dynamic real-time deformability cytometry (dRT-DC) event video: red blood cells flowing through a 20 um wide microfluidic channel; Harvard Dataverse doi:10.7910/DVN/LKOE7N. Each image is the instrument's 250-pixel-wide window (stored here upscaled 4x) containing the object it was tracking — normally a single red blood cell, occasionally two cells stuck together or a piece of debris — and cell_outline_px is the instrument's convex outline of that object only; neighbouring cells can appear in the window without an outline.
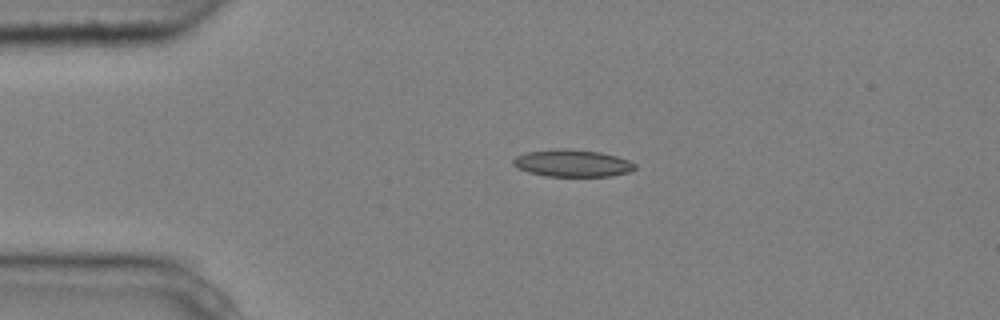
{"species": "common noctule bat (a hibernating species)", "species_latin": "Nyctalus noctula", "temperature_condition": "cold", "stored_images_in_passage": 2, "camera_frame_rate_fps": 3000, "um_per_image_px": 0.085, "animal": {"sex": "male", "body_mass_g": 20.4}, "frame": {"image": 1, "passage_image": 1, "time_ms": 0.0, "image_size_px": [1000, 320], "cell_outline_px": [[636, 168], [628, 172], [612, 176], [548, 176], [528, 172], [516, 168], [512, 164], [512, 160], [516, 156], [528, 152], [556, 148], [568, 148], [600, 152], [616, 156], [628, 160], [636, 164]], "centroid_in_image_um": [48.63, 13.86], "position_along_channel_um": 36.4, "area_um2": 19.36}}
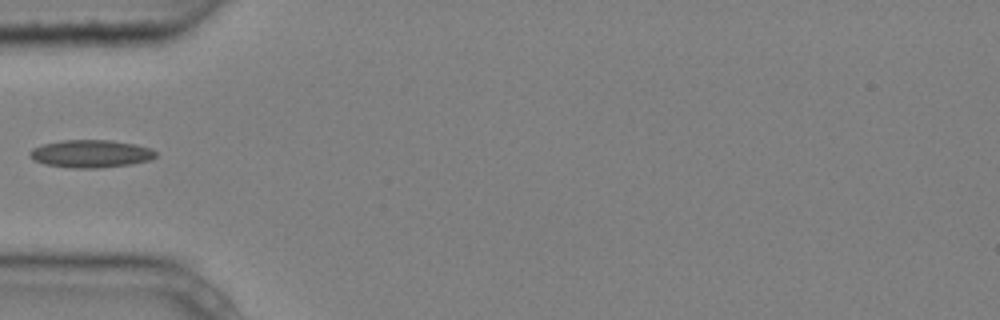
{"frame": {"image": 2, "passage_image": 2, "time_ms": 0.333, "image_size_px": [1000, 320], "cell_outline_px": [[156, 156], [148, 160], [128, 164], [100, 168], [72, 168], [44, 164], [36, 160], [28, 152], [32, 148], [44, 144], [60, 140], [112, 140], [136, 144], [148, 148], [156, 152]], "centroid_in_image_um": [7.7, 13.06], "position_along_channel_um": 77.3, "area_um2": 20.11}}